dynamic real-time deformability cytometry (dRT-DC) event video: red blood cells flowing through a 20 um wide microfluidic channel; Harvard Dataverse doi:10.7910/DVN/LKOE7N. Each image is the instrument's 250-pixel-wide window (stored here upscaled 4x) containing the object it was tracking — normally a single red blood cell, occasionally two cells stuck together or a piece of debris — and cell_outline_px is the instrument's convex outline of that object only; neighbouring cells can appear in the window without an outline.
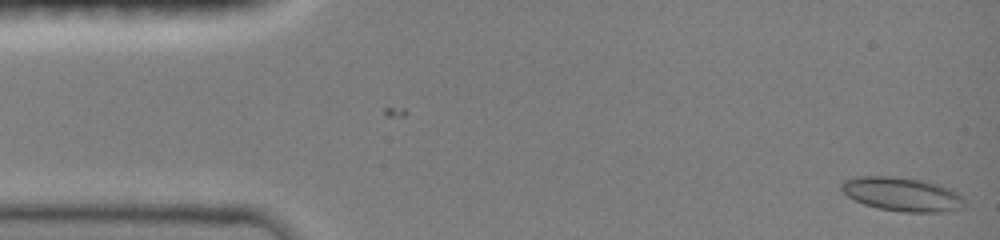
{"species": "common noctule bat (a hibernating species)", "species_latin": "Nyctalus noctula", "temperature_condition": "room temperature", "stored_images_in_passage": 2, "camera_frame_rate_fps": 3000, "um_per_image_px": 0.085, "animal": {"sex": "female", "body_mass_g": 19.0, "forearm_length_mm": 51.5}, "frame": {"image": 1, "passage_image": 2, "time_ms": 0.333, "image_size_px": [1000, 240], "cell_outline_px": [[964, 208], [944, 212], [904, 212], [876, 208], [864, 204], [848, 196], [840, 188], [840, 184], [844, 180], [856, 176], [892, 176], [920, 180], [940, 184], [960, 192], [964, 200]], "centroid_in_image_um": [76.71, 16.51], "position_along_channel_um": 8.3, "area_um2": 24.57}}